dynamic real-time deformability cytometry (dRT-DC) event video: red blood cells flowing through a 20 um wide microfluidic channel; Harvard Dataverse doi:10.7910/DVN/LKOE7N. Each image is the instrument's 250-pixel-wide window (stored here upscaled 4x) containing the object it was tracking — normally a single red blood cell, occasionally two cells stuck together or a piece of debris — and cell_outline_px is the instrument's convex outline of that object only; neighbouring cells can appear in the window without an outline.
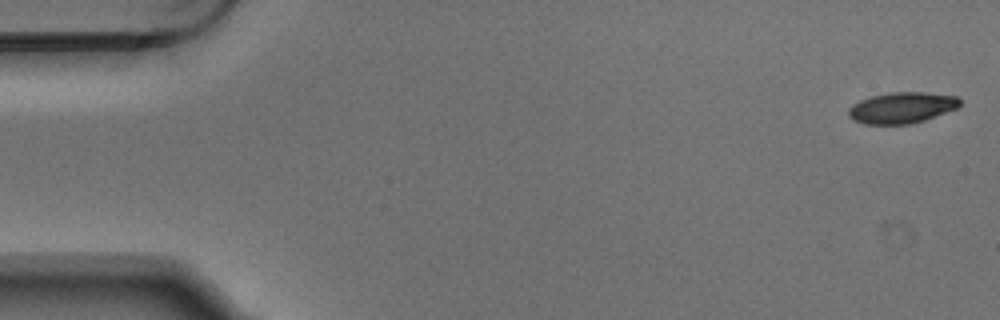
{"species": "Egyptian fruit bat (a non-hibernating species)", "species_latin": "Rousettus aegyptiacus", "temperature_condition": "warm", "stored_images_in_passage": 4, "camera_frame_rate_fps": 3000, "um_per_image_px": 0.085, "animal": {"sex": "male"}, "frame": {"image": 1, "passage_image": 1, "time_ms": 0.0, "image_size_px": [1000, 320], "cell_outline_px": [[960, 104], [956, 108], [924, 120], [908, 124], [864, 124], [852, 120], [848, 116], [848, 108], [852, 104], [860, 100], [872, 96], [892, 92], [924, 92], [960, 96]], "centroid_in_image_um": [76.63, 9.15], "position_along_channel_um": 8.4, "area_um2": 20.17}}
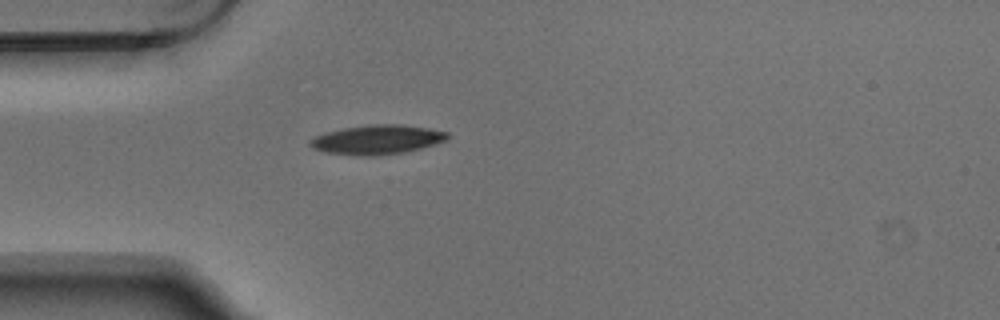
{"frame": {"image": 2, "passage_image": 4, "time_ms": 1.0, "image_size_px": [1000, 320], "cell_outline_px": [[448, 140], [436, 144], [404, 152], [380, 156], [364, 156], [324, 152], [312, 148], [308, 144], [308, 140], [316, 136], [328, 132], [344, 128], [372, 124], [400, 124], [428, 128], [448, 132]], "centroid_in_image_um": [32.06, 11.87], "position_along_channel_um": 52.9, "area_um2": 23.52}}